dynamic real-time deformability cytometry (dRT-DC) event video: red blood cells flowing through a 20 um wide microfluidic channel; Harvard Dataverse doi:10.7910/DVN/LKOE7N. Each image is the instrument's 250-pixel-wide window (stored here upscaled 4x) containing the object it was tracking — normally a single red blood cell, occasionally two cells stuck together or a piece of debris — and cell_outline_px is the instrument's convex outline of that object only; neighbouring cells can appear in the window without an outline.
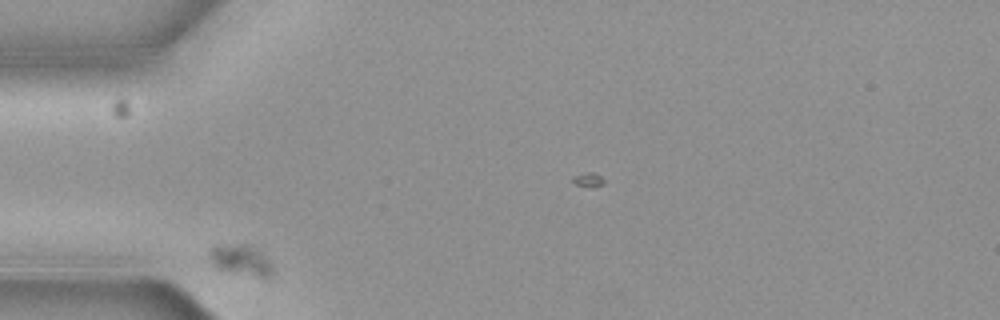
{"species": "common noctule bat (a hibernating species)", "species_latin": "Nyctalus noctula", "temperature_condition": "cold", "stored_images_in_passage": 6, "camera_frame_rate_fps": 3000, "um_per_image_px": 0.085, "animal": {"sex": "female", "body_mass_g": 19.3, "forearm_length_mm": 54.1}, "frame": {"image": 1, "passage_image": 1, "time_ms": 0.0, "image_size_px": [1000, 320], "cell_outline_px": [[276, 268], [272, 276], [256, 276], [220, 272], [212, 268], [208, 260], [208, 252], [212, 244], [256, 244], [272, 260]], "centroid_in_image_um": [20.46, 22.09], "position_along_channel_um": 64.5, "area_um2": 12.77}}
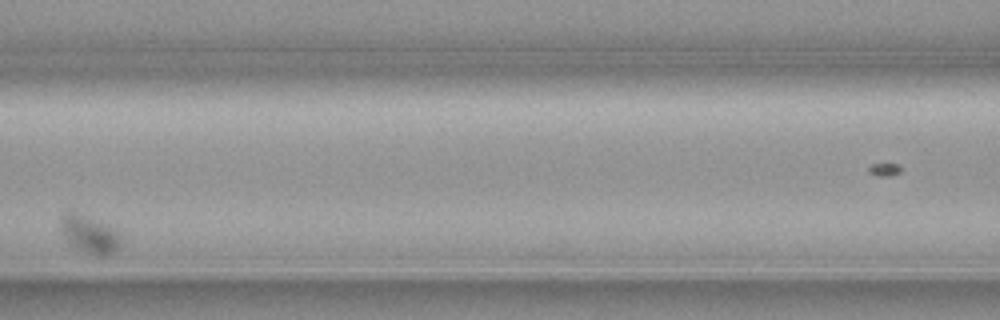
{"frame": {"image": 2, "passage_image": 3, "time_ms": 0.667, "image_size_px": [1000, 320], "cell_outline_px": [[120, 244], [112, 252], [104, 256], [100, 256], [84, 252], [76, 248], [68, 240], [60, 224], [60, 216], [68, 208], [100, 220], [116, 228], [120, 236]], "centroid_in_image_um": [7.6, 19.83], "position_along_channel_um": 159.0, "area_um2": 13.41}}
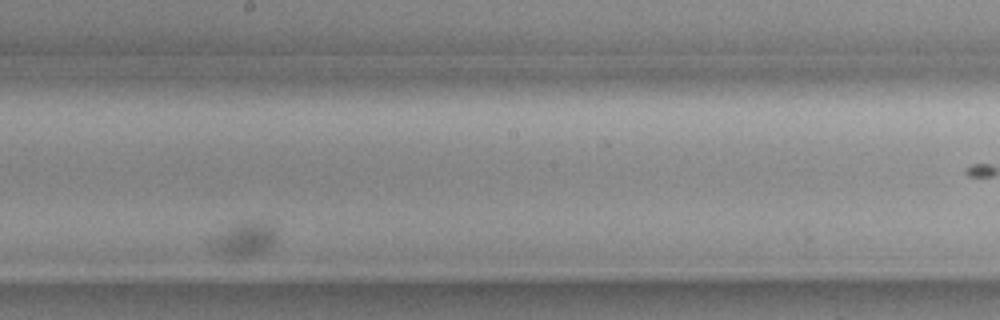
{"frame": {"image": 3, "passage_image": 5, "time_ms": 1.333, "image_size_px": [1000, 320], "cell_outline_px": [[276, 240], [272, 244], [260, 252], [236, 260], [232, 260], [212, 252], [208, 244], [208, 240], [212, 236], [236, 224], [248, 220], [260, 220], [272, 224], [276, 232]], "centroid_in_image_um": [20.67, 20.36], "position_along_channel_um": 227.5, "area_um2": 13.64}}